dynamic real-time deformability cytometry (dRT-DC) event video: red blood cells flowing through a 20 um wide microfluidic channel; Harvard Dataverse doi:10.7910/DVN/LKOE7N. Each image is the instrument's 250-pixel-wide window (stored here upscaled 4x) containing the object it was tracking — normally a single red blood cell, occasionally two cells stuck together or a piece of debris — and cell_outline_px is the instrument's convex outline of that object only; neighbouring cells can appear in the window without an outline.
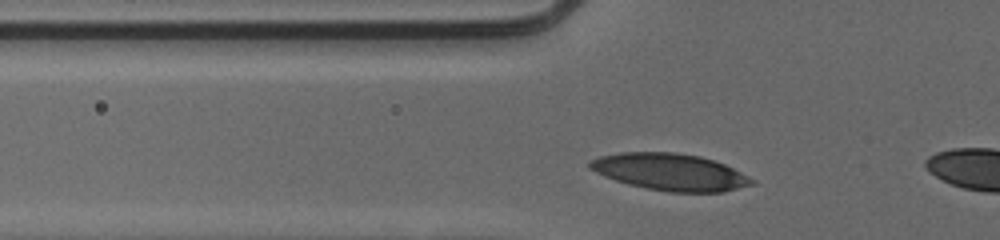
{"species": "human", "species_latin": "Homo sapiens", "temperature_condition": "cold", "stored_images_in_passage": 17, "camera_frame_rate_fps": 3000, "um_per_image_px": 0.085, "donor": {"sex": "male"}, "frame": {"image": 1, "passage_image": 15, "time_ms": 4.667, "image_size_px": [1000, 240], "cell_outline_px": [[756, 184], [724, 192], [668, 192], [628, 184], [604, 176], [588, 168], [588, 160], [600, 156], [620, 152], [676, 152], [700, 156], [724, 164], [756, 180]], "centroid_in_image_um": [56.96, 14.62], "position_along_channel_um": 68.8, "area_um2": 34.91}}